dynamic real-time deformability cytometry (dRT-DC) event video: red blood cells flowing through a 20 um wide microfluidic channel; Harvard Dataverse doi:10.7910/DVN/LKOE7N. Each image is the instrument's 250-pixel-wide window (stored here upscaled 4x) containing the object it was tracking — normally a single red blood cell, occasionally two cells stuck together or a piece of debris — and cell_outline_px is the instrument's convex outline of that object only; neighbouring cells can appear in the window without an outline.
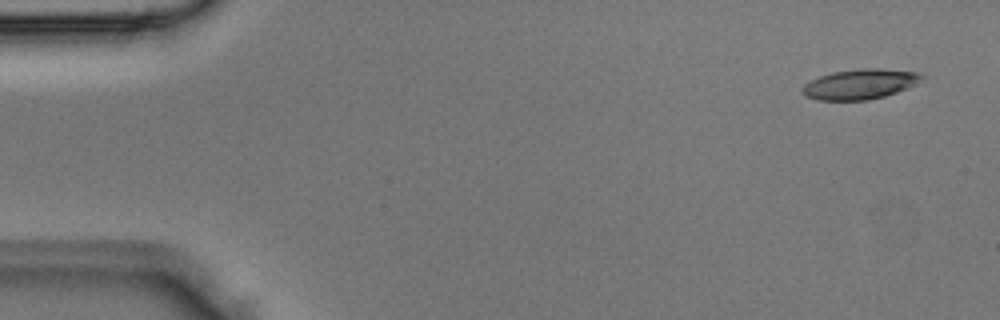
{"species": "Egyptian fruit bat (a non-hibernating species)", "species_latin": "Rousettus aegyptiacus", "temperature_condition": "room temperature", "stored_images_in_passage": 4, "camera_frame_rate_fps": 3000, "um_per_image_px": 0.085, "animal": {"sex": "male"}, "frame": {"image": 1, "passage_image": 1, "time_ms": 0.0, "image_size_px": [1000, 320], "cell_outline_px": [[924, 76], [916, 84], [908, 88], [884, 96], [868, 100], [816, 100], [808, 96], [804, 92], [804, 84], [820, 76], [832, 72], [860, 68], [880, 68], [916, 72]], "centroid_in_image_um": [73.13, 7.14], "position_along_channel_um": 11.9, "area_um2": 20.69}}
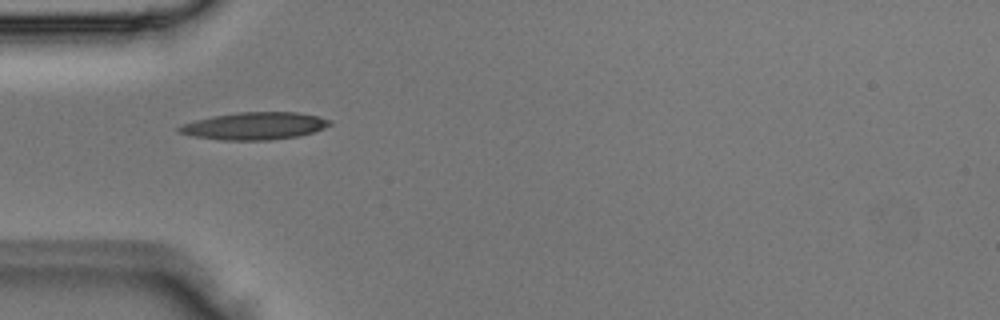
{"frame": {"image": 2, "passage_image": 3, "time_ms": 0.667, "image_size_px": [1000, 320], "cell_outline_px": [[332, 124], [324, 128], [300, 136], [272, 140], [220, 140], [192, 136], [180, 132], [176, 128], [184, 124], [196, 120], [212, 116], [240, 112], [296, 112], [316, 116], [332, 120]], "centroid_in_image_um": [21.66, 10.71], "position_along_channel_um": 63.3, "area_um2": 23.99}}
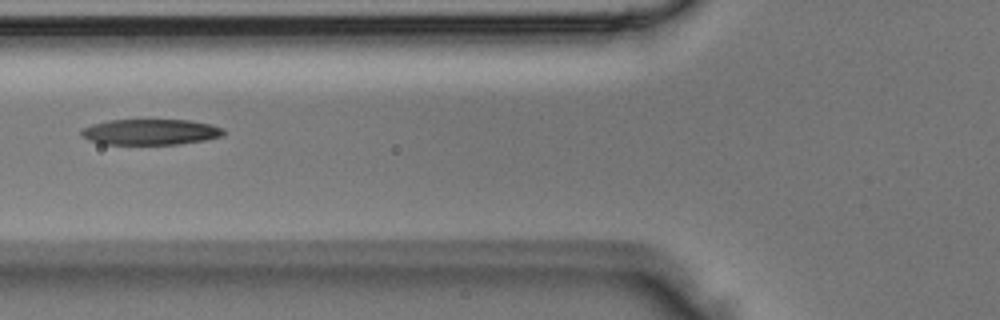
{"frame": {"image": 3, "passage_image": 4, "time_ms": 1.0, "image_size_px": [1000, 320], "cell_outline_px": [[224, 136], [204, 140], [180, 144], [100, 144], [88, 140], [80, 136], [80, 132], [84, 128], [92, 124], [108, 120], [188, 120], [212, 124], [224, 128]], "centroid_in_image_um": [12.79, 11.22], "position_along_channel_um": 113.0, "area_um2": 21.5}}